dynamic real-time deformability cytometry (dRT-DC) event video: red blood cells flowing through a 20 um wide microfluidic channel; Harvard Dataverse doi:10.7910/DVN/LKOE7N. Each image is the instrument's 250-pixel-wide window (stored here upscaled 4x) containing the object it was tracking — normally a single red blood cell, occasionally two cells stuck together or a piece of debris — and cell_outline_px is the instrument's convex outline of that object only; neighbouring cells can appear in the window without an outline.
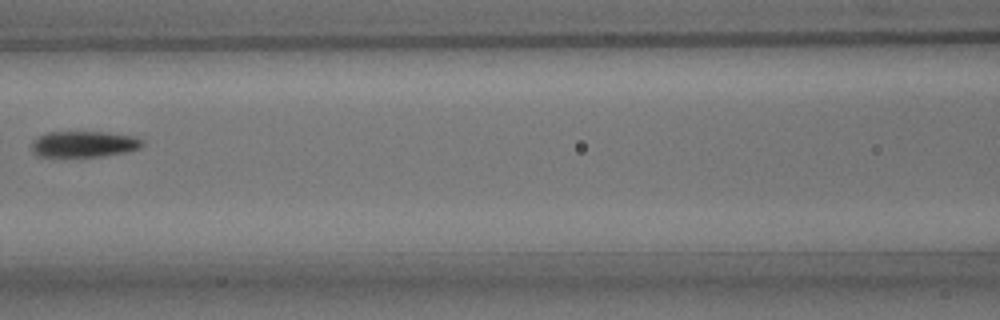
{"species": "common noctule bat (a hibernating species)", "species_latin": "Nyctalus noctula", "temperature_condition": "room temperature", "stored_images_in_passage": 8, "segment_of_instrument_passage": [2, 2], "camera_frame_rate_fps": 3000, "um_per_image_px": 0.085, "animal": {"sex": "male", "body_mass_g": 15.6}, "frame": {"image": 1, "passage_image": 8, "time_ms": 9.0, "image_size_px": [1000, 320], "cell_outline_px": [[144, 144], [140, 148], [124, 152], [100, 156], [36, 156], [32, 152], [32, 140], [48, 132], [108, 132], [136, 136], [144, 140]], "centroid_in_image_um": [7.16, 12.24], "position_along_channel_um": 159.4, "area_um2": 16.82}}